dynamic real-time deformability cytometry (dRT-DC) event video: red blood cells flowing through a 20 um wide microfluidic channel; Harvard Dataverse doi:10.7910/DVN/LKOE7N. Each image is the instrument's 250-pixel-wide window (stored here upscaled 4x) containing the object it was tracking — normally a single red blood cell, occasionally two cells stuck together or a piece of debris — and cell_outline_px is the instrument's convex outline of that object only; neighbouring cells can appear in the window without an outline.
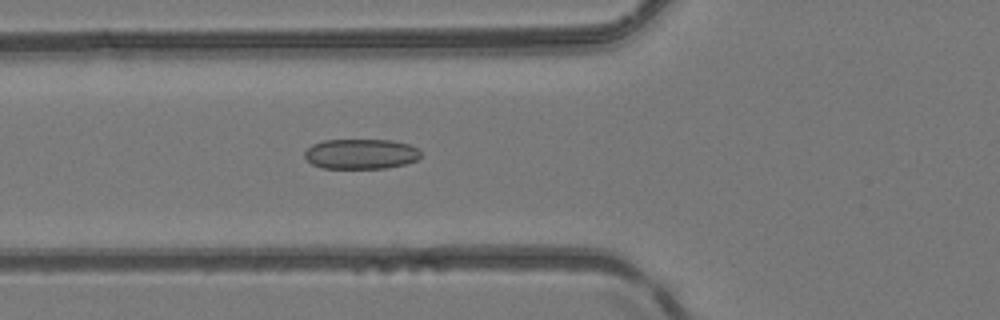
{"species": "common noctule bat (a hibernating species)", "species_latin": "Nyctalus noctula", "temperature_condition": "room temperature", "stored_images_in_passage": 49, "camera_frame_rate_fps": 3000, "um_per_image_px": 0.085, "animal": {"sex": "female", "body_mass_g": 24.6, "forearm_length_mm": 56.2}, "frame": {"image": 1, "passage_image": 18, "time_ms": 5.667, "image_size_px": [1000, 320], "cell_outline_px": [[420, 156], [416, 160], [404, 164], [384, 168], [320, 168], [312, 164], [304, 156], [304, 152], [312, 144], [324, 140], [392, 140], [408, 144], [420, 148]], "centroid_in_image_um": [30.67, 13.08], "position_along_channel_um": 95.1, "area_um2": 20.4}}
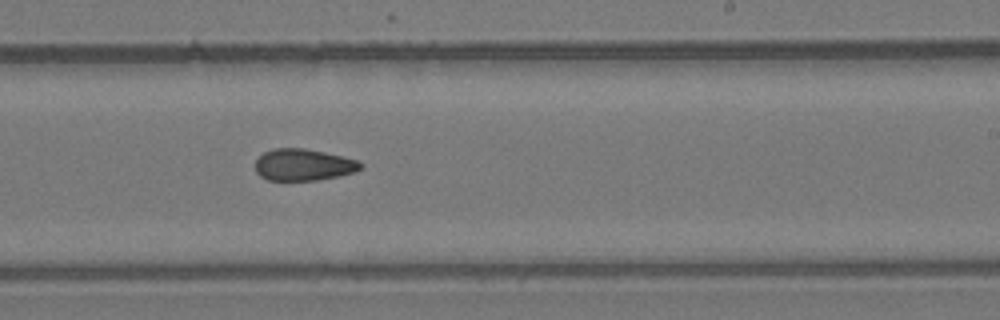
{"frame": {"image": 2, "passage_image": 30, "time_ms": 9.667, "image_size_px": [1000, 320], "cell_outline_px": [[364, 164], [356, 172], [316, 180], [268, 180], [260, 176], [256, 172], [256, 160], [264, 152], [276, 148], [304, 148], [324, 152], [356, 160]], "centroid_in_image_um": [25.77, 14.01], "position_along_channel_um": 263.2, "area_um2": 19.25}}
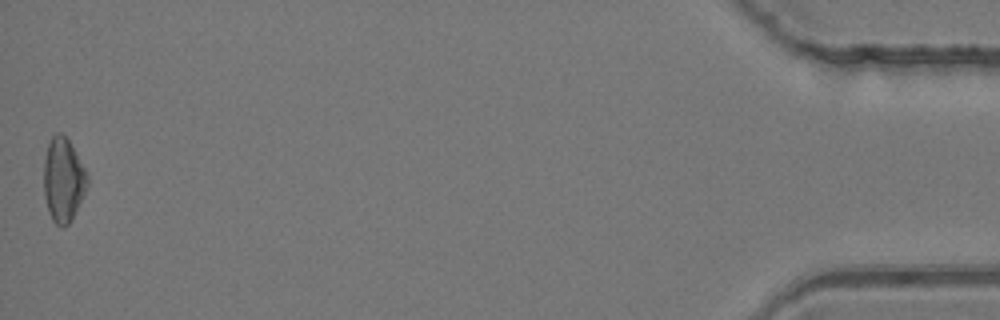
{"frame": {"image": 3, "passage_image": 49, "time_ms": 16.0, "image_size_px": [1000, 320], "cell_outline_px": [[88, 184], [72, 220], [64, 228], [60, 228], [52, 220], [48, 212], [44, 196], [44, 160], [48, 144], [52, 136], [56, 132], [60, 132], [68, 140], [84, 168], [88, 176]], "centroid_in_image_um": [5.36, 15.33], "position_along_channel_um": 429.8, "area_um2": 21.21}, "authors_computed_cell_mechanics": {"area_um2": 20.519, "velocity_mm_per_s": 4.2072, "shape_relaxation_time_tau1_ms": null, "shape_relaxation_time_tau2_ms": 3.1653, "deformation_change_tau1": null, "deformation_change_tau2": 0.0986}}